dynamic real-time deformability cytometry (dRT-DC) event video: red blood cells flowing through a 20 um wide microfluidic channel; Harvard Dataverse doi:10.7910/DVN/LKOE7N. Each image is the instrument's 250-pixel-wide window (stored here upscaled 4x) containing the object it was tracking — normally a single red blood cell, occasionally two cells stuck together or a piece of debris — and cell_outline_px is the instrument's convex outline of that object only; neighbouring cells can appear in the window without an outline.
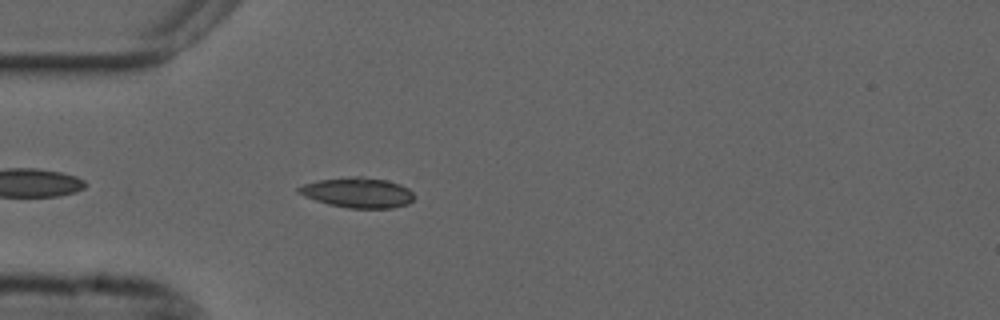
{"species": "common noctule bat (a hibernating species)", "species_latin": "Nyctalus noctula", "temperature_condition": "cold", "stored_images_in_passage": 43, "camera_frame_rate_fps": 3000, "um_per_image_px": 0.085, "animal": {"sex": "male", "forearm_length_mm": 52.5}, "frame": {"image": 1, "passage_image": 4, "time_ms": 1.0, "image_size_px": [1000, 320], "cell_outline_px": [[412, 200], [408, 204], [392, 208], [348, 208], [328, 204], [304, 196], [296, 192], [296, 188], [304, 184], [320, 180], [356, 176], [360, 176], [388, 180], [400, 184], [408, 188], [412, 192]], "centroid_in_image_um": [30.4, 16.37], "position_along_channel_um": 54.6, "area_um2": 20.23}}
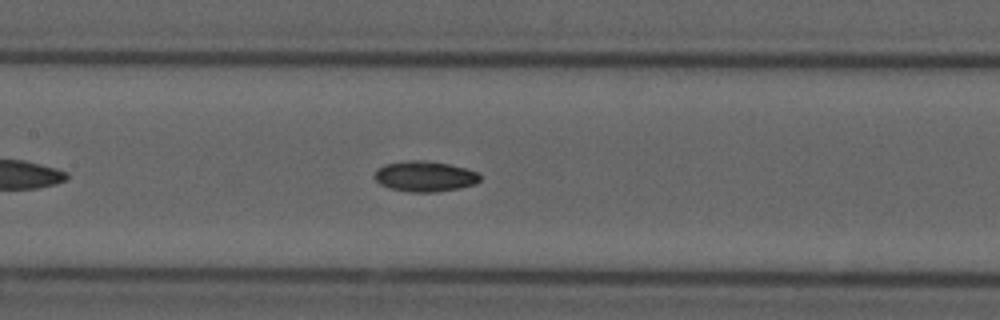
{"frame": {"image": 2, "passage_image": 14, "time_ms": 4.333, "image_size_px": [1000, 320], "cell_outline_px": [[480, 180], [476, 184], [460, 188], [436, 192], [412, 192], [388, 188], [380, 184], [376, 180], [376, 172], [384, 164], [408, 160], [424, 160], [448, 164], [464, 168], [476, 172], [480, 176]], "centroid_in_image_um": [36.12, 15.0], "position_along_channel_um": 171.3, "area_um2": 18.61}}
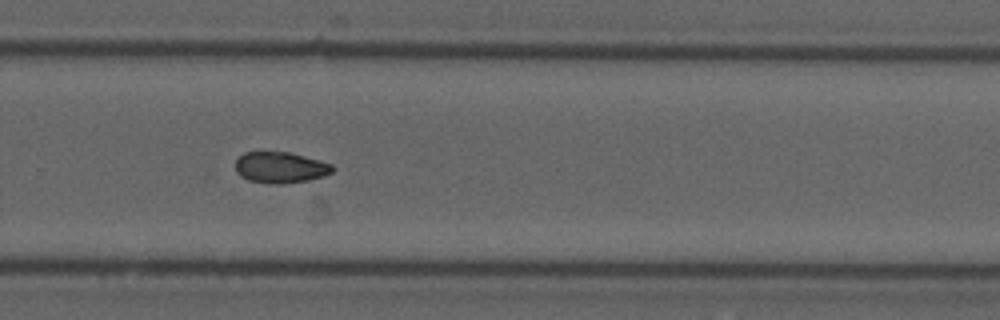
{"frame": {"image": 3, "passage_image": 25, "time_ms": 8.0, "image_size_px": [1000, 320], "cell_outline_px": [[336, 168], [332, 172], [324, 176], [308, 180], [284, 184], [272, 184], [248, 180], [240, 176], [236, 172], [236, 160], [244, 152], [288, 152], [304, 156], [332, 164]], "centroid_in_image_um": [23.84, 14.24], "position_along_channel_um": 306.0, "area_um2": 17.63}, "authors_computed_cell_mechanics": {"area_um2": 18.3226, "velocity_mm_per_s": 3.6837, "shape_relaxation_time_tau1_ms": 9.7035, "shape_relaxation_time_tau2_ms": 6.5887, "deformation_change_tau1": 0.1401, "deformation_change_tau2": 0.1029}}